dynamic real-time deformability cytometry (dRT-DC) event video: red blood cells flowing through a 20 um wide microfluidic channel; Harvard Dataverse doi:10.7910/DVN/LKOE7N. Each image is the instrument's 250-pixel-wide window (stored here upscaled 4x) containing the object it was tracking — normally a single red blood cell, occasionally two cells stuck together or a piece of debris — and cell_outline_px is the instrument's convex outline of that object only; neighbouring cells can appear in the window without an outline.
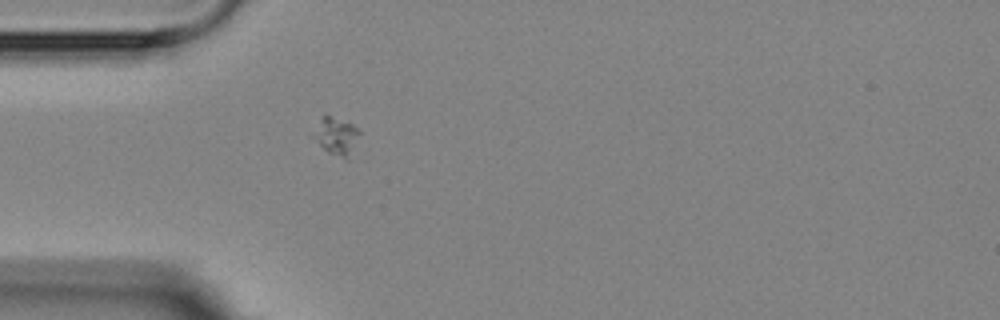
{"species": "Egyptian fruit bat (a non-hibernating species)", "species_latin": "Rousettus aegyptiacus", "temperature_condition": "room temperature", "stored_images_in_passage": 1, "camera_frame_rate_fps": 3000, "um_per_image_px": 0.085, "animal": {"sex": "female"}, "frame": {"image": 1, "passage_image": 1, "time_ms": 0.0, "image_size_px": [1000, 320], "cell_outline_px": [[360, 132], [348, 160], [344, 160], [328, 152], [308, 136], [324, 116], [332, 116], [352, 124]], "centroid_in_image_um": [28.53, 11.6], "position_along_channel_um": 56.5, "area_um2": 10.12}}